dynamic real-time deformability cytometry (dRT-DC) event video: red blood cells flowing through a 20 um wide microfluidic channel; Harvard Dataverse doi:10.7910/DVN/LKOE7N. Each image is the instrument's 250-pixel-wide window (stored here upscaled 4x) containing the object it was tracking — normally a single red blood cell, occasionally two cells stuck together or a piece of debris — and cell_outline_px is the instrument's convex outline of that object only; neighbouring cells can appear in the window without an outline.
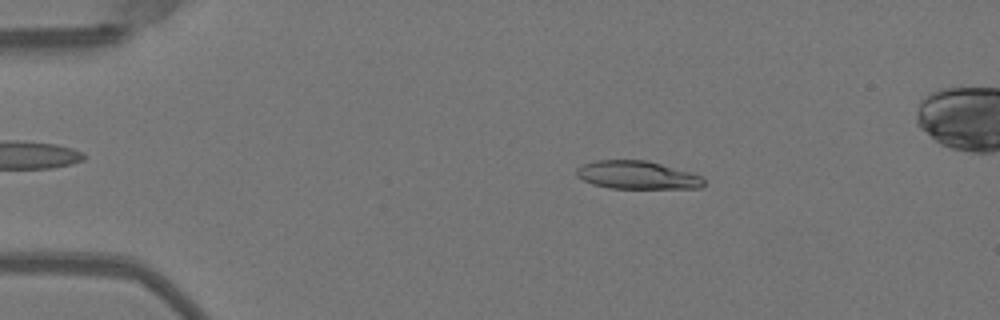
{"species": "Egyptian fruit bat (a non-hibernating species)", "species_latin": "Rousettus aegyptiacus", "temperature_condition": "warm", "stored_images_in_passage": 44, "camera_frame_rate_fps": 3000, "um_per_image_px": 0.085, "animal": {"sex": "female"}, "frame": {"image": 1, "passage_image": 3, "time_ms": 0.667, "image_size_px": [1000, 320], "cell_outline_px": [[704, 184], [700, 188], [608, 188], [592, 184], [576, 176], [576, 168], [584, 164], [596, 160], [648, 160], [688, 172], [700, 176], [704, 180]], "centroid_in_image_um": [54.12, 14.88], "position_along_channel_um": 30.9, "area_um2": 20.69}}
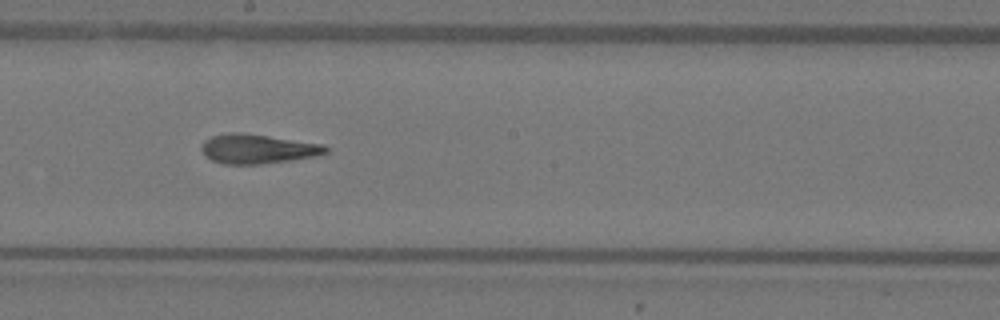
{"frame": {"image": 2, "passage_image": 22, "time_ms": 7.0, "image_size_px": [1000, 320], "cell_outline_px": [[328, 152], [316, 156], [292, 160], [260, 164], [224, 164], [212, 160], [200, 148], [200, 144], [204, 140], [212, 136], [228, 132], [240, 132], [324, 144], [328, 148]], "centroid_in_image_um": [21.9, 12.65], "position_along_channel_um": 226.3, "area_um2": 21.27}}
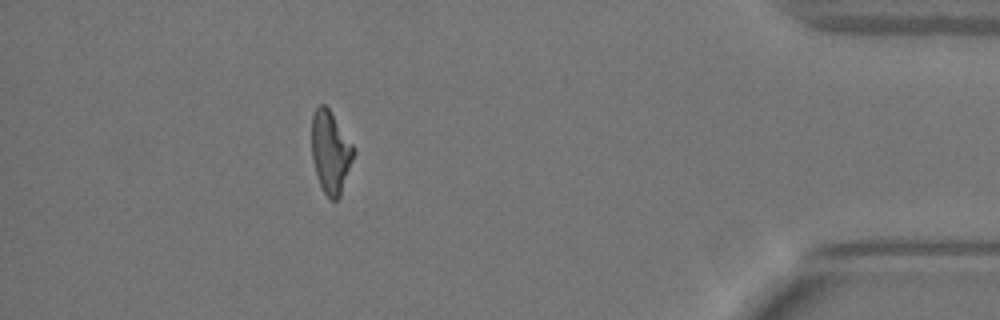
{"frame": {"image": 3, "passage_image": 39, "time_ms": 12.667, "image_size_px": [1000, 320], "cell_outline_px": [[356, 152], [340, 196], [336, 200], [332, 200], [324, 192], [320, 184], [312, 160], [312, 112], [320, 104], [324, 104], [328, 108], [356, 148]], "centroid_in_image_um": [28.11, 12.91], "position_along_channel_um": 407.1, "area_um2": 20.11}, "authors_computed_cell_mechanics": {"area_um2": 21.2704, "velocity_mm_per_s": 4.018, "shape_relaxation_time_tau1_ms": 7.72, "shape_relaxation_time_tau2_ms": 1.669, "deformation_change_tau1": 0.2692, "deformation_change_tau2": 0.1052}}